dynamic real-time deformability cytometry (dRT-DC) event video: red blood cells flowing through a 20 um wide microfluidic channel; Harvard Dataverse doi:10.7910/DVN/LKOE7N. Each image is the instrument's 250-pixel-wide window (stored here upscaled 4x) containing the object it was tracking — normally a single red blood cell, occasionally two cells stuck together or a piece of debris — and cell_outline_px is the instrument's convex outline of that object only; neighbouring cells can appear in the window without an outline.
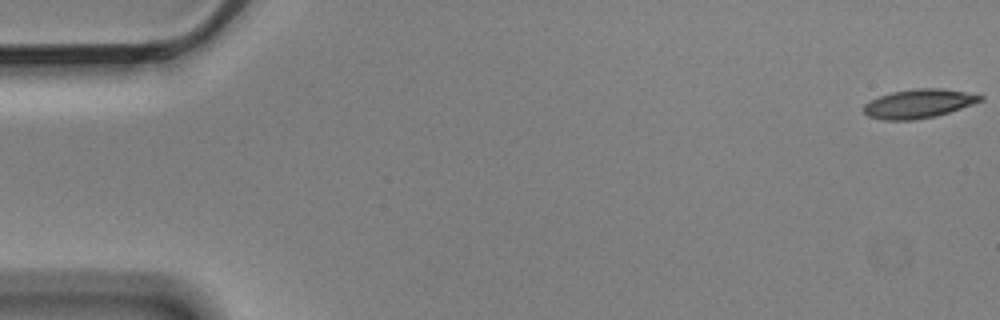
{"species": "Egyptian fruit bat (a non-hibernating species)", "species_latin": "Rousettus aegyptiacus", "temperature_condition": "cold", "stored_images_in_passage": 11, "camera_frame_rate_fps": 3000, "um_per_image_px": 0.085, "animal": {"sex": "male"}, "frame": {"image": 1, "passage_image": 1, "time_ms": 0.0, "image_size_px": [1000, 320], "cell_outline_px": [[984, 100], [936, 116], [912, 120], [880, 120], [868, 116], [864, 112], [864, 104], [880, 96], [892, 92], [916, 88], [940, 88], [964, 92], [984, 96]], "centroid_in_image_um": [78.07, 8.81], "position_along_channel_um": 6.9, "area_um2": 19.42}}
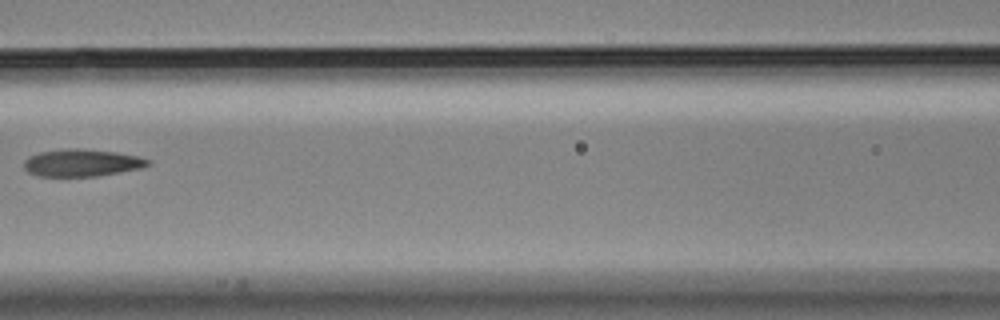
{"frame": {"image": 2, "passage_image": 7, "time_ms": 2.0, "image_size_px": [1000, 320], "cell_outline_px": [[152, 164], [140, 168], [120, 172], [96, 176], [40, 176], [28, 172], [24, 168], [24, 160], [28, 156], [40, 152], [68, 148], [76, 148], [116, 152], [136, 156], [152, 160]], "centroid_in_image_um": [6.95, 13.83], "position_along_channel_um": 159.6, "area_um2": 19.65}}
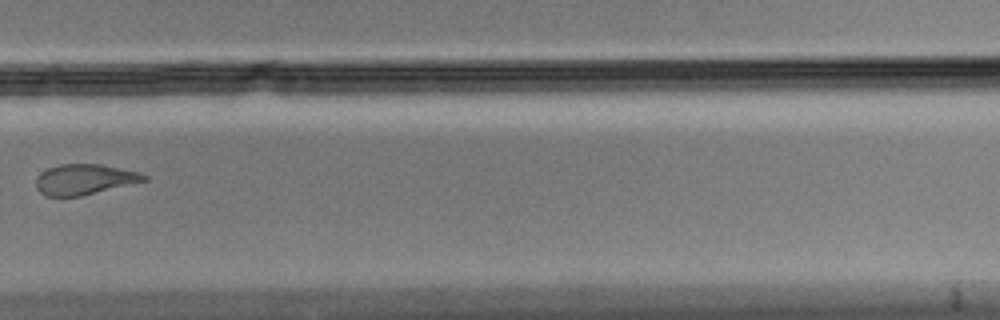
{"frame": {"image": 3, "passage_image": 11, "time_ms": 3.333, "image_size_px": [1000, 320], "cell_outline_px": [[148, 180], [80, 196], [44, 196], [36, 188], [36, 180], [48, 168], [60, 164], [100, 164], [140, 172], [148, 176]], "centroid_in_image_um": [7.2, 15.25], "position_along_channel_um": 322.6, "area_um2": 18.96}}